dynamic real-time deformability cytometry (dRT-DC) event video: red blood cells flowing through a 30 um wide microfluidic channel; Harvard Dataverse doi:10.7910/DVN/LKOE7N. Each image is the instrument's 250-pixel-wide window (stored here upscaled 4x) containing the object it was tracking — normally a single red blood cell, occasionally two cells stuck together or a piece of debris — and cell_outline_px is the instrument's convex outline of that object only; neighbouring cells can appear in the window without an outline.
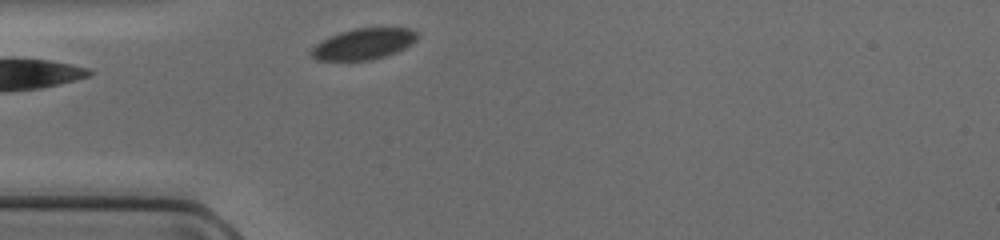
{"species": "common noctule bat (a hibernating species)", "species_latin": "Nyctalus noctula", "temperature_condition": "cold", "stored_images_in_passage": 26, "camera_frame_rate_fps": 3000, "um_per_image_px": 0.085, "animal": {"sex": "female", "body_mass_g": 17.0, "forearm_length_mm": 48.0}, "frame": {"image": 1, "passage_image": 1, "time_ms": 0.0, "image_size_px": [1000, 240], "cell_outline_px": [[420, 36], [412, 44], [396, 52], [372, 60], [316, 60], [308, 52], [316, 44], [340, 32], [356, 28], [408, 28], [416, 32]], "centroid_in_image_um": [30.92, 3.74], "position_along_channel_um": 54.1, "area_um2": 19.02}}
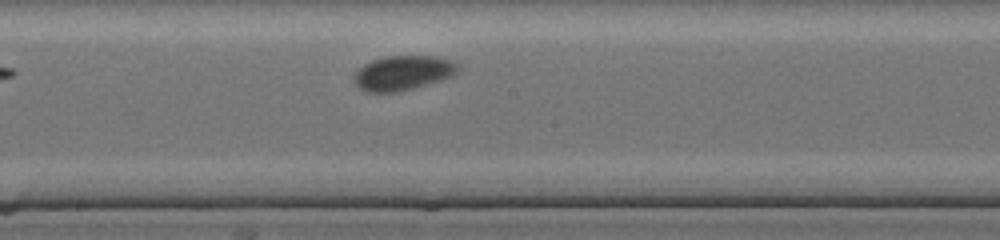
{"frame": {"image": 2, "passage_image": 13, "time_ms": 4.0, "image_size_px": [1000, 240], "cell_outline_px": [[460, 68], [452, 76], [440, 80], [412, 88], [396, 92], [368, 92], [360, 88], [356, 84], [352, 76], [364, 64], [372, 60], [384, 56], [436, 56], [452, 60], [460, 64]], "centroid_in_image_um": [34.26, 6.18], "position_along_channel_um": 213.9, "area_um2": 20.92}}
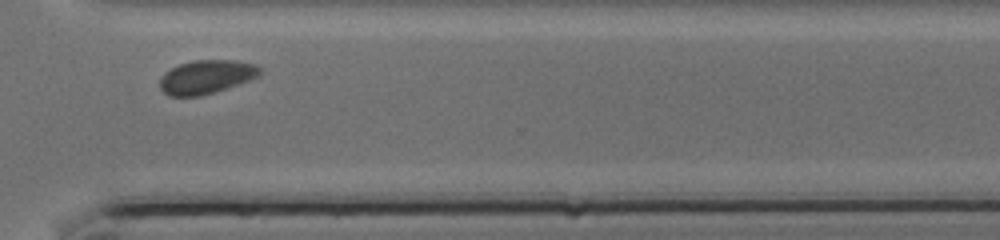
{"frame": {"image": 3, "passage_image": 23, "time_ms": 7.333, "image_size_px": [1000, 240], "cell_outline_px": [[260, 76], [200, 96], [168, 96], [160, 88], [160, 76], [164, 72], [180, 64], [192, 60], [236, 60], [256, 64], [260, 68]], "centroid_in_image_um": [17.51, 6.52], "position_along_channel_um": 353.1, "area_um2": 19.48}}